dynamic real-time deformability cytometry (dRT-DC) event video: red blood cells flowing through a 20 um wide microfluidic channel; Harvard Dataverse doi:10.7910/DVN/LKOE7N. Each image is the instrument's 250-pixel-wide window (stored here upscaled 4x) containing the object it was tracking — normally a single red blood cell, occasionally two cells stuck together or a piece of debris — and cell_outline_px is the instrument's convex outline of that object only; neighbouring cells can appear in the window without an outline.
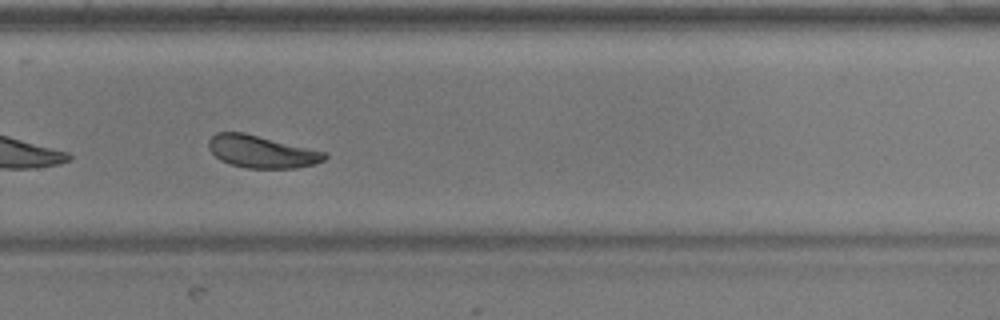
{"species": "common noctule bat (a hibernating species)", "species_latin": "Nyctalus noctula", "temperature_condition": "warm", "stored_images_in_passage": 36, "camera_frame_rate_fps": 3000, "um_per_image_px": 0.085, "animal": {"sex": "male", "body_mass_g": 17.9, "forearm_length_mm": 54.2}, "frame": {"image": 1, "passage_image": 26, "time_ms": 8.333, "image_size_px": [1000, 320], "cell_outline_px": [[328, 156], [324, 160], [316, 164], [296, 168], [244, 168], [220, 160], [208, 148], [208, 140], [216, 132], [244, 132], [324, 152]], "centroid_in_image_um": [22.21, 12.89], "position_along_channel_um": 307.6, "area_um2": 21.73}, "authors_computed_cell_mechanics": {"area_um2": 22.1952, "velocity_mm_per_s": 3.9111, "shape_relaxation_time_tau1_ms": 3.5022, "shape_relaxation_time_tau2_ms": 0.9423, "deformation_change_tau1": 0.1293, "deformation_change_tau2": 0.041}}